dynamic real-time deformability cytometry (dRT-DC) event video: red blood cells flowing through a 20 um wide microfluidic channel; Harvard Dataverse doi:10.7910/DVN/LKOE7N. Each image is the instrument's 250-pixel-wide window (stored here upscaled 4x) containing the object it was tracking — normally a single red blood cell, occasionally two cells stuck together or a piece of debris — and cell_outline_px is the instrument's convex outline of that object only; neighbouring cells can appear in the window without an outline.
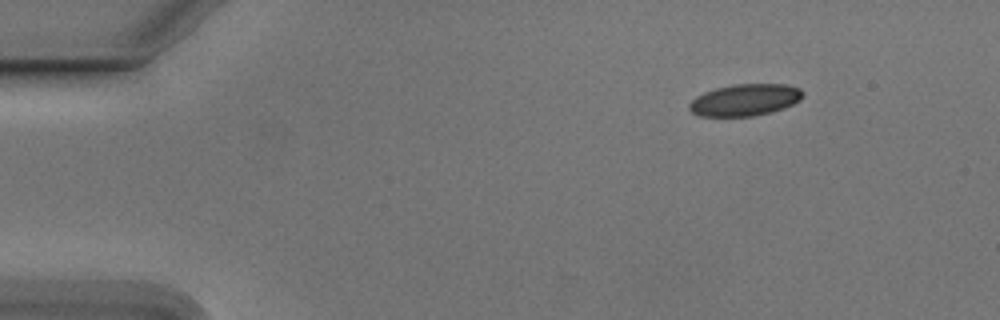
{"species": "Egyptian fruit bat (a non-hibernating species)", "species_latin": "Rousettus aegyptiacus", "temperature_condition": "cold", "stored_images_in_passage": 40, "camera_frame_rate_fps": 3000, "um_per_image_px": 0.085, "animal": {"sex": "male"}, "frame": {"image": 1, "passage_image": 1, "time_ms": 0.0, "image_size_px": [1000, 320], "cell_outline_px": [[804, 96], [800, 100], [784, 108], [772, 112], [752, 116], [700, 116], [692, 112], [688, 108], [688, 104], [696, 96], [704, 92], [716, 88], [732, 84], [788, 84], [800, 88], [804, 92]], "centroid_in_image_um": [63.34, 8.49], "position_along_channel_um": 21.7, "area_um2": 21.21}}
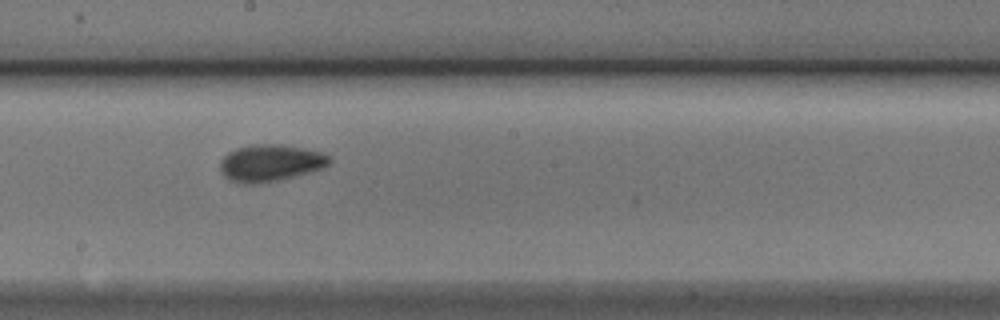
{"frame": {"image": 2, "passage_image": 24, "time_ms": 7.667, "image_size_px": [1000, 320], "cell_outline_px": [[332, 160], [324, 168], [280, 180], [260, 184], [240, 184], [228, 180], [224, 176], [220, 168], [220, 160], [228, 152], [236, 148], [252, 144], [280, 144], [320, 152], [328, 156]], "centroid_in_image_um": [22.93, 13.87], "position_along_channel_um": 225.3, "area_um2": 23.64}}
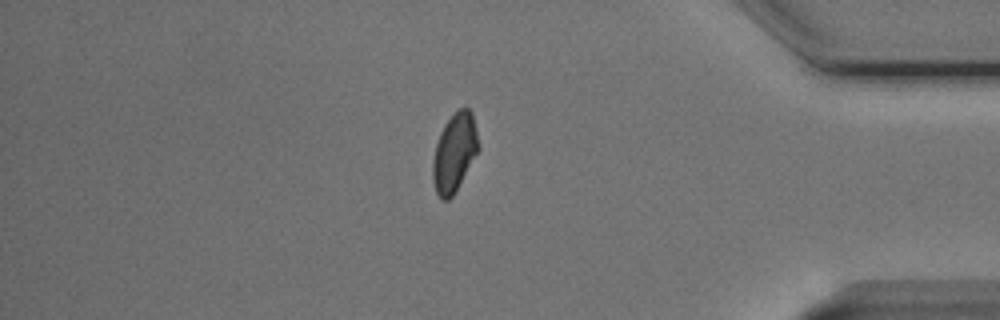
{"frame": {"image": 3, "passage_image": 40, "time_ms": 13.0, "image_size_px": [1000, 320], "cell_outline_px": [[480, 148], [452, 196], [448, 200], [440, 200], [436, 192], [432, 180], [432, 164], [436, 144], [440, 132], [444, 124], [460, 108], [468, 108], [472, 112]], "centroid_in_image_um": [38.61, 12.98], "position_along_channel_um": 396.6, "area_um2": 20.63}, "authors_computed_cell_mechanics": {"area_um2": 21.5883, "velocity_mm_per_s": 3.7949, "shape_relaxation_time_tau1_ms": 3.6983, "shape_relaxation_time_tau2_ms": 1.5042, "deformation_change_tau1": 0.0817, "deformation_change_tau2": 0.054}}